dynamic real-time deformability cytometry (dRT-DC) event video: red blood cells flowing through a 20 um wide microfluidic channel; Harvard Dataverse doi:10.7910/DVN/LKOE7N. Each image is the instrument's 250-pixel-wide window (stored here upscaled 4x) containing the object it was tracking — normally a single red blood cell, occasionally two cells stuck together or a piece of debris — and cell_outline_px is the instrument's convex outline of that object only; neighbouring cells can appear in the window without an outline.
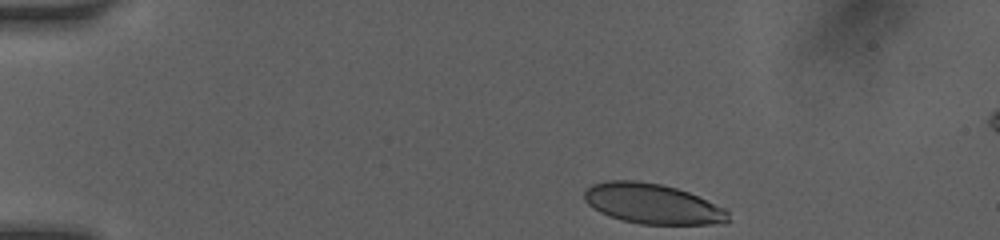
{"species": "human", "species_latin": "Homo sapiens", "temperature_condition": "room temperature", "stored_images_in_passage": 39, "camera_frame_rate_fps": 3000, "um_per_image_px": 0.085, "donor": {"sex": "female"}, "frame": {"image": 1, "passage_image": 1, "time_ms": 0.0, "image_size_px": [1000, 240], "cell_outline_px": [[732, 220], [724, 224], [640, 224], [608, 216], [592, 208], [584, 200], [584, 192], [592, 184], [608, 180], [636, 180], [660, 184], [676, 188], [688, 192], [724, 208], [728, 212]], "centroid_in_image_um": [55.46, 17.33], "position_along_channel_um": 29.5, "area_um2": 33.76}}
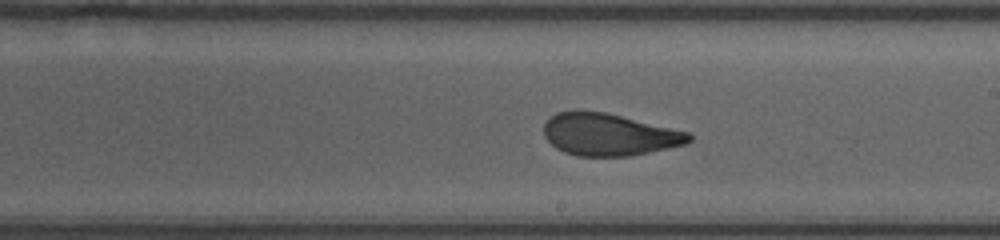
{"frame": {"image": 2, "passage_image": 22, "time_ms": 7.0, "image_size_px": [1000, 240], "cell_outline_px": [[692, 140], [688, 144], [628, 156], [576, 156], [564, 152], [556, 148], [544, 136], [544, 124], [556, 112], [576, 108], [604, 112], [688, 132], [692, 136]], "centroid_in_image_um": [51.73, 11.42], "position_along_channel_um": 237.3, "area_um2": 35.78}}
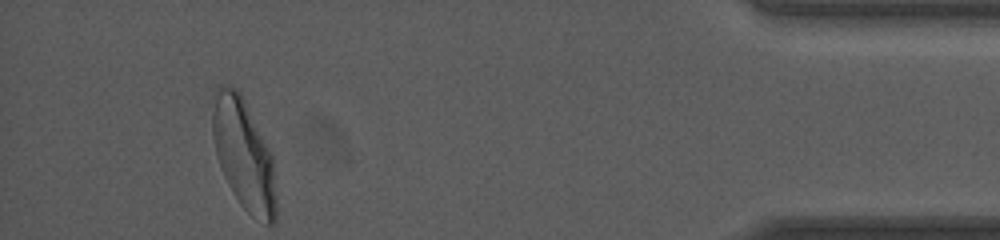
{"frame": {"image": 3, "passage_image": 39, "time_ms": 12.667, "image_size_px": [1000, 240], "cell_outline_px": [[276, 220], [272, 224], [268, 224], [252, 216], [240, 204], [232, 192], [224, 176], [216, 156], [212, 132], [212, 112], [216, 88], [220, 84], [228, 84], [236, 88], [240, 92], [272, 152], [276, 196]], "centroid_in_image_um": [20.72, 13.11], "position_along_channel_um": 414.5, "area_um2": 41.33}, "authors_computed_cell_mechanics": {"area_um2": 36.703, "velocity_mm_per_s": 4.1018, "shape_relaxation_time_tau1_ms": 3.7872, "shape_relaxation_time_tau2_ms": 0.8612, "deformation_change_tau1": 0.1544, "deformation_change_tau2": 0.0682}}